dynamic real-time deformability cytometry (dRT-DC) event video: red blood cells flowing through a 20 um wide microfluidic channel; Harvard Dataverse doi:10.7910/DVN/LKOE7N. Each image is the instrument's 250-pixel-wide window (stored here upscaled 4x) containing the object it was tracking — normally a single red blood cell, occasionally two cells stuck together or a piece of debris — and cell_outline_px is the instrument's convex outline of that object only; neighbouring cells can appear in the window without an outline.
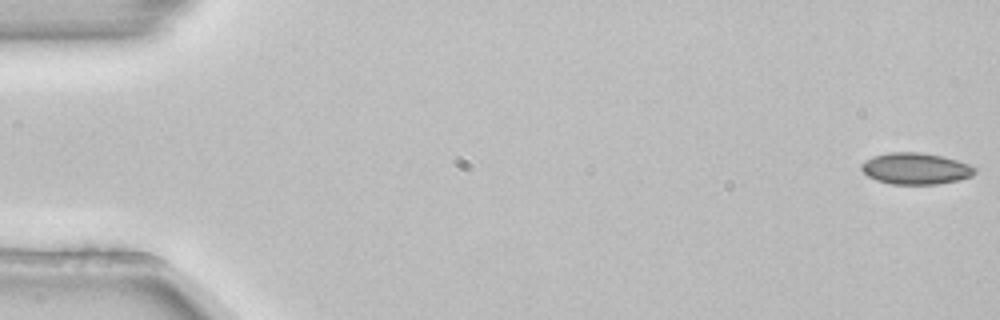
{"species": "common noctule bat (a hibernating species)", "species_latin": "Nyctalus noctula", "temperature_condition": "room temperature", "stored_images_in_passage": 5, "camera_frame_rate_fps": 3000, "um_per_image_px": 0.085, "animal": {"sex": "female", "body_mass_g": 22.7, "forearm_length_mm": 54.2}, "frame": {"image": 1, "passage_image": 1, "time_ms": 0.0, "image_size_px": [1000, 320], "cell_outline_px": [[976, 172], [972, 176], [956, 180], [936, 184], [892, 184], [876, 180], [868, 176], [860, 168], [860, 164], [864, 160], [872, 156], [888, 152], [920, 152], [944, 156], [968, 164], [976, 168]], "centroid_in_image_um": [77.79, 14.31], "position_along_channel_um": 7.2, "area_um2": 20.87}}
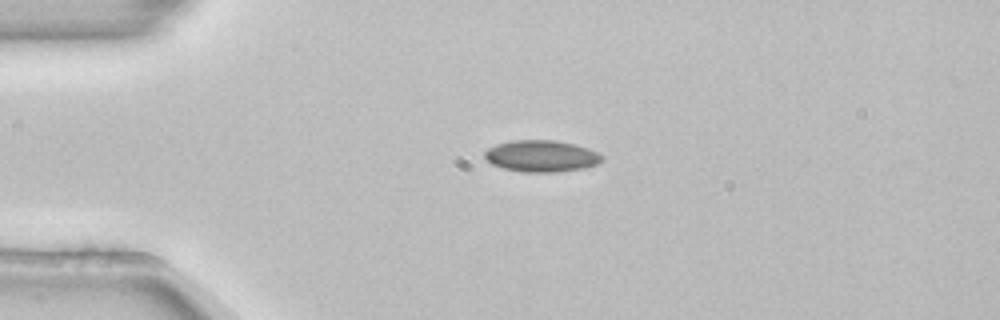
{"frame": {"image": 2, "passage_image": 4, "time_ms": 1.0, "image_size_px": [1000, 320], "cell_outline_px": [[604, 160], [600, 164], [584, 168], [556, 172], [524, 172], [504, 168], [492, 164], [484, 156], [484, 152], [488, 148], [496, 144], [512, 140], [556, 140], [588, 148], [600, 152], [604, 156]], "centroid_in_image_um": [46.07, 13.26], "position_along_channel_um": 38.9, "area_um2": 21.79}}